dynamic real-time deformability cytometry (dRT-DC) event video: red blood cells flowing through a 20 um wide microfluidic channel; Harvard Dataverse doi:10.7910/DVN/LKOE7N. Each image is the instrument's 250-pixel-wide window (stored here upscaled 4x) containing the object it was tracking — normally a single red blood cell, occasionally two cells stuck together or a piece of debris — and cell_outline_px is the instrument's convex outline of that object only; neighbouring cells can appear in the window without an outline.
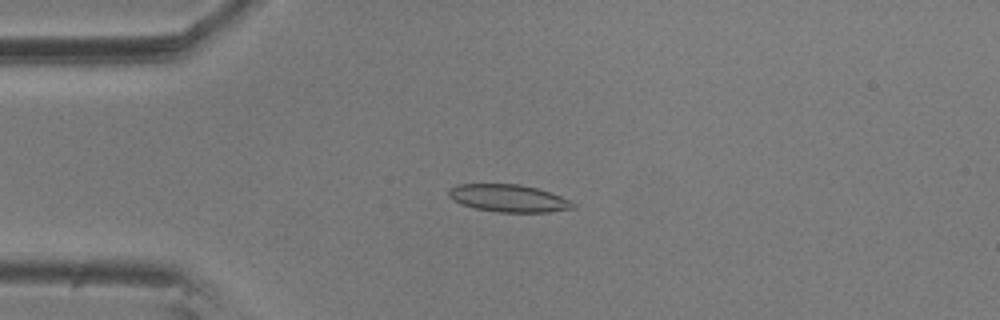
{"species": "common noctule bat (a hibernating species)", "species_latin": "Nyctalus noctula", "temperature_condition": "room temperature", "stored_images_in_passage": 5, "camera_frame_rate_fps": 3000, "um_per_image_px": 0.085, "animal": {"sex": "male", "body_mass_g": 20.5, "forearm_length_mm": 52.5}, "frame": {"image": 1, "passage_image": 4, "time_ms": 1.0, "image_size_px": [1000, 320], "cell_outline_px": [[576, 208], [548, 212], [500, 212], [476, 208], [460, 204], [448, 196], [448, 192], [456, 184], [520, 184], [536, 188], [560, 196], [576, 204]], "centroid_in_image_um": [43.23, 16.85], "position_along_channel_um": 41.8, "area_um2": 19.71}}